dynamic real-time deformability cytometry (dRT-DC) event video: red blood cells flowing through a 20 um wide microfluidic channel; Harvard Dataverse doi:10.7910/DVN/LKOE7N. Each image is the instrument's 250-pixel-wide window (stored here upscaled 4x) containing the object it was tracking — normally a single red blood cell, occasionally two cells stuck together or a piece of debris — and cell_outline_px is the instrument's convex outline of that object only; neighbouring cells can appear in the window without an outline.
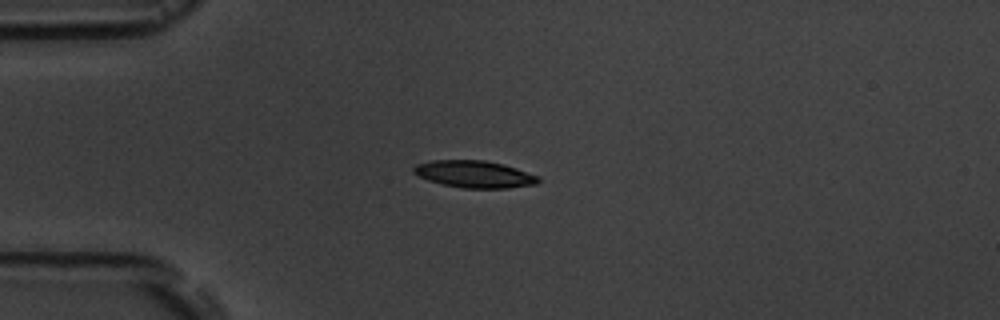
{"species": "common noctule bat (a hibernating species)", "species_latin": "Nyctalus noctula", "temperature_condition": "room temperature", "stored_images_in_passage": 9, "camera_frame_rate_fps": 3000, "um_per_image_px": 0.085, "animal": {"sex": "male", "body_mass_g": 19.5, "forearm_length_mm": 54.6}, "frame": {"image": 1, "passage_image": 4, "time_ms": 4.0, "image_size_px": [1000, 320], "cell_outline_px": [[540, 180], [536, 184], [508, 188], [460, 188], [428, 180], [412, 172], [412, 168], [416, 164], [432, 160], [484, 160], [504, 164], [540, 176]], "centroid_in_image_um": [40.33, 14.8], "position_along_channel_um": 44.7, "area_um2": 19.71}}
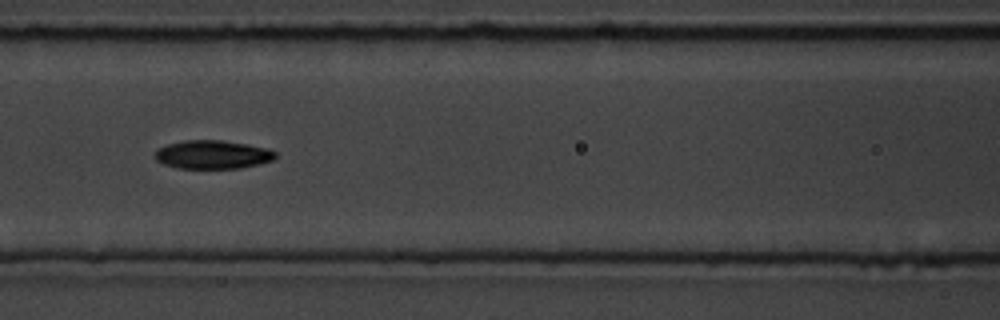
{"frame": {"image": 2, "passage_image": 7, "time_ms": 7.333, "image_size_px": [1000, 320], "cell_outline_px": [[276, 156], [272, 160], [240, 168], [176, 168], [164, 164], [156, 160], [156, 148], [168, 144], [184, 140], [224, 140], [268, 148], [276, 152]], "centroid_in_image_um": [18.05, 13.13], "position_along_channel_um": 148.5, "area_um2": 19.94}}
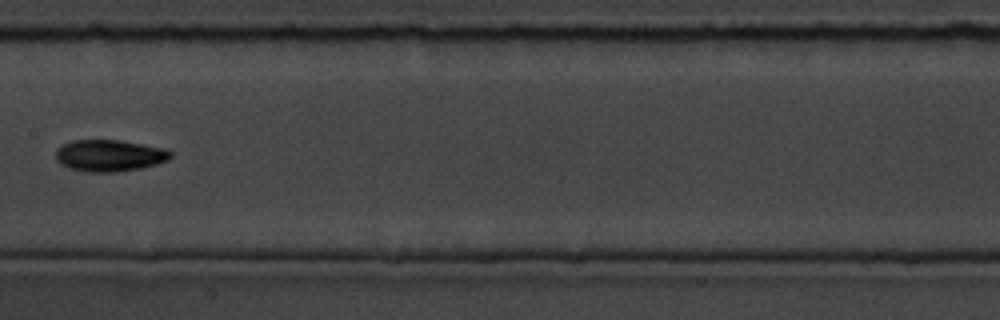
{"frame": {"image": 3, "passage_image": 8, "time_ms": 8.667, "image_size_px": [1000, 320], "cell_outline_px": [[172, 156], [168, 160], [156, 164], [140, 168], [116, 172], [84, 172], [68, 168], [60, 164], [56, 160], [56, 148], [72, 140], [120, 140], [164, 148], [172, 152]], "centroid_in_image_um": [9.28, 13.23], "position_along_channel_um": 198.1, "area_um2": 21.33}}